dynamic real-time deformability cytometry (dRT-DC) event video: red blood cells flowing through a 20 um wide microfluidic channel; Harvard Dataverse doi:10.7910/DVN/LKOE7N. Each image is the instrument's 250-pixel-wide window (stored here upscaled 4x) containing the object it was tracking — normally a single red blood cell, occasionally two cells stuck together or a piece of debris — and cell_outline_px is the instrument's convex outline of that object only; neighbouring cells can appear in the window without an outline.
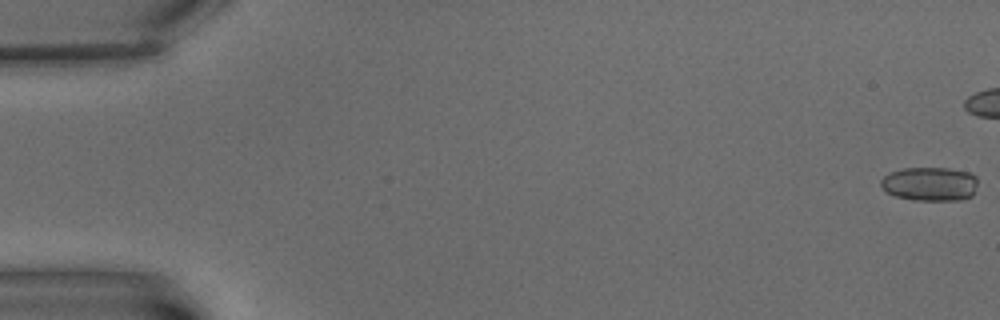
{"species": "common noctule bat (a hibernating species)", "species_latin": "Nyctalus noctula", "temperature_condition": "warm", "stored_images_in_passage": 11, "camera_frame_rate_fps": 3000, "um_per_image_px": 0.085, "animal": {"sex": "male", "body_mass_g": 15.6}, "frame": {"image": 1, "passage_image": 1, "time_ms": 0.0, "image_size_px": [1000, 320], "cell_outline_px": [[976, 184], [972, 196], [964, 200], [912, 200], [896, 196], [884, 192], [880, 184], [880, 180], [888, 172], [904, 168], [948, 168], [972, 172], [976, 176]], "centroid_in_image_um": [79.02, 15.63], "position_along_channel_um": 6.0, "area_um2": 19.48}}